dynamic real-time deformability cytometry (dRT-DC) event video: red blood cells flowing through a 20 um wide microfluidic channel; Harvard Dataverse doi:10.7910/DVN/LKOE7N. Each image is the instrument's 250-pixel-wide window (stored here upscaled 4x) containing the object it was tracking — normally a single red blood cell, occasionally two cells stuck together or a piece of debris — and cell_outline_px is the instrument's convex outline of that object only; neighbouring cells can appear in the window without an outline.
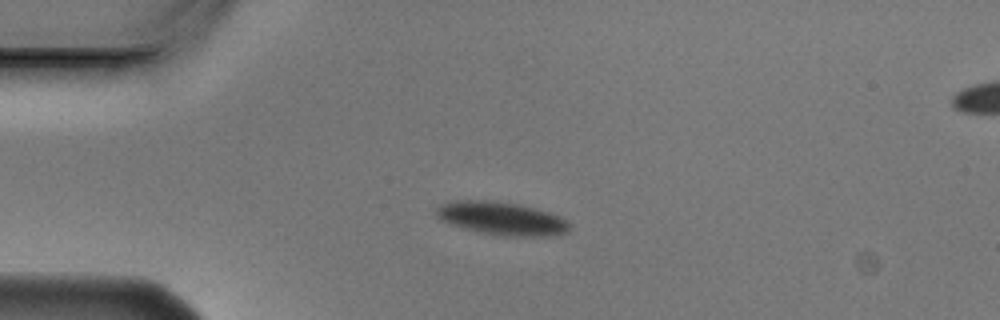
{"species": "Egyptian fruit bat (a non-hibernating species)", "species_latin": "Rousettus aegyptiacus", "temperature_condition": "cold", "stored_images_in_passage": 5, "segment_of_instrument_passage": [1, 2], "camera_frame_rate_fps": 3000, "um_per_image_px": 0.085, "animal": {"sex": "male"}, "frame": {"image": 1, "passage_image": 3, "time_ms": 0.667, "image_size_px": [1000, 320], "cell_outline_px": [[572, 224], [568, 232], [556, 236], [504, 236], [464, 228], [448, 224], [440, 220], [436, 216], [436, 208], [440, 204], [456, 200], [488, 200], [520, 204], [548, 212], [560, 216]], "centroid_in_image_um": [42.66, 18.57], "position_along_channel_um": 42.3, "area_um2": 25.89}}